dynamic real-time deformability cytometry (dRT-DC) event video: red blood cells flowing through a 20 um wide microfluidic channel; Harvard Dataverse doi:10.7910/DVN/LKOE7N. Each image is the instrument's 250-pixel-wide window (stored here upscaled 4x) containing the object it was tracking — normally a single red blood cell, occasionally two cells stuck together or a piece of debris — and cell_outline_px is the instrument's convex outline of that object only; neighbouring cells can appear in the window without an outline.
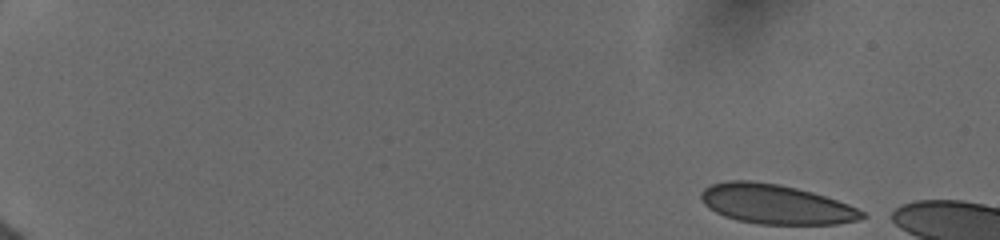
{"species": "human", "species_latin": "Homo sapiens", "temperature_condition": "cold", "stored_images_in_passage": 49, "camera_frame_rate_fps": 3000, "um_per_image_px": 0.085, "donor": {"sex": "female"}, "frame": {"image": 1, "passage_image": 1, "time_ms": 0.0, "image_size_px": [1000, 240], "cell_outline_px": [[868, 216], [860, 220], [836, 224], [756, 224], [736, 220], [724, 216], [708, 208], [700, 200], [700, 192], [704, 188], [712, 184], [728, 180], [748, 180], [776, 184], [796, 188], [812, 192], [848, 204], [864, 212]], "centroid_in_image_um": [65.92, 17.36], "position_along_channel_um": 19.1, "area_um2": 37.17}}
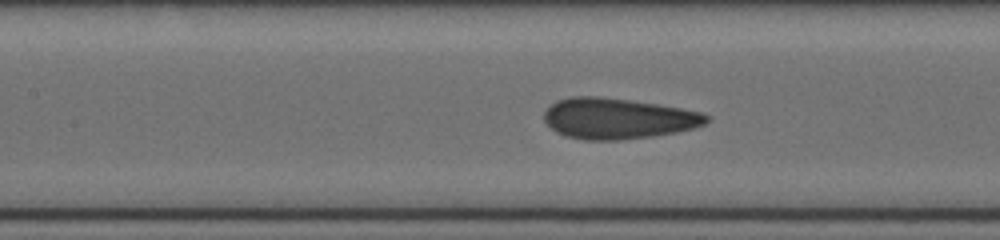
{"frame": {"image": 2, "passage_image": 24, "time_ms": 7.667, "image_size_px": [1000, 240], "cell_outline_px": [[708, 120], [704, 124], [692, 128], [676, 132], [652, 136], [620, 140], [584, 140], [564, 136], [556, 132], [544, 120], [544, 112], [556, 100], [572, 96], [600, 96], [632, 100], [680, 108], [700, 112], [708, 116]], "centroid_in_image_um": [52.47, 10.07], "position_along_channel_um": 154.9, "area_um2": 38.49}}
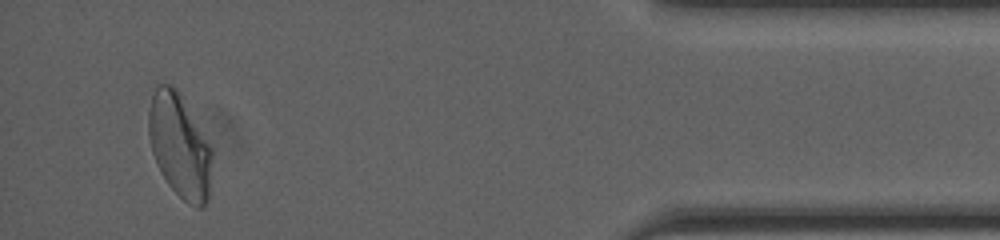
{"frame": {"image": 3, "passage_image": 47, "time_ms": 15.667, "image_size_px": [1000, 240], "cell_outline_px": [[212, 156], [208, 200], [200, 208], [196, 208], [188, 204], [168, 184], [160, 172], [156, 164], [152, 152], [148, 136], [148, 108], [156, 84], [172, 84], [176, 88], [212, 144]], "centroid_in_image_um": [15.26, 12.37], "position_along_channel_um": 419.9, "area_um2": 38.84}}